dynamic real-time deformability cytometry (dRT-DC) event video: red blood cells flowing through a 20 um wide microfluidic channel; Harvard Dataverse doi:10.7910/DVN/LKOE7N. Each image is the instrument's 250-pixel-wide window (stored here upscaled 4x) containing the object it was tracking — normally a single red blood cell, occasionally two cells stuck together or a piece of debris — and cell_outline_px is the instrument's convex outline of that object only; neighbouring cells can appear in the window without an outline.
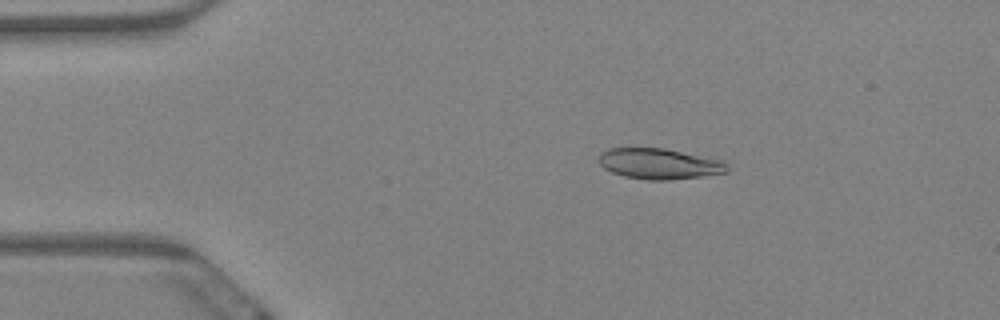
{"species": "Egyptian fruit bat (a non-hibernating species)", "species_latin": "Rousettus aegyptiacus", "temperature_condition": "warm", "stored_images_in_passage": 6, "camera_frame_rate_fps": 3000, "um_per_image_px": 0.085, "animal": {"sex": "female"}, "frame": {"image": 1, "passage_image": 4, "time_ms": 1.0, "image_size_px": [1000, 320], "cell_outline_px": [[728, 172], [700, 176], [668, 180], [648, 180], [624, 176], [612, 172], [604, 168], [600, 164], [600, 152], [608, 148], [664, 148], [724, 160], [728, 164]], "centroid_in_image_um": [56.06, 13.91], "position_along_channel_um": 28.9, "area_um2": 22.95}}